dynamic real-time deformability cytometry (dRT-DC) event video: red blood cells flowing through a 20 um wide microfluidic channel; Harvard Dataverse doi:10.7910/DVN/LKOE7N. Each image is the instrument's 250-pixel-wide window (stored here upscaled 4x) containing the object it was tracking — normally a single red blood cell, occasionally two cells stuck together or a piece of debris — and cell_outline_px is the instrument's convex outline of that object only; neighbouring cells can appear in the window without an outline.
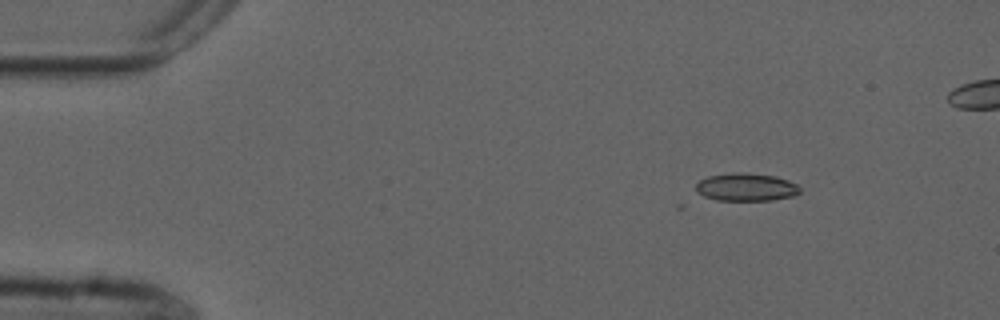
{"species": "common noctule bat (a hibernating species)", "species_latin": "Nyctalus noctula", "temperature_condition": "cold", "stored_images_in_passage": 3, "camera_frame_rate_fps": 3000, "um_per_image_px": 0.085, "animal": {"sex": "male", "forearm_length_mm": 52.5}, "frame": {"image": 1, "passage_image": 1, "time_ms": 0.0, "image_size_px": [1000, 320], "cell_outline_px": [[800, 192], [792, 196], [772, 200], [716, 200], [704, 196], [696, 192], [696, 184], [700, 180], [708, 176], [732, 172], [744, 172], [776, 176], [788, 180], [796, 184], [800, 188]], "centroid_in_image_um": [63.41, 15.89], "position_along_channel_um": 21.6, "area_um2": 16.94}}